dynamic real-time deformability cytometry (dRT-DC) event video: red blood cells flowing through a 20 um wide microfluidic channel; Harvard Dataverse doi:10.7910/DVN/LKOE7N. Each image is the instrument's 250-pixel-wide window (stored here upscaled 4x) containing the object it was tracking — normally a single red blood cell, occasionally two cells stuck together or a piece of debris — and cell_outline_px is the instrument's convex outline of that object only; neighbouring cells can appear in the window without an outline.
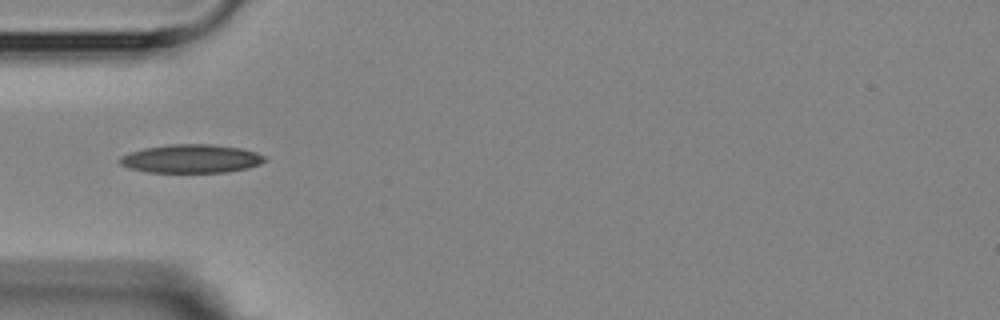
{"species": "Egyptian fruit bat (a non-hibernating species)", "species_latin": "Rousettus aegyptiacus", "temperature_condition": "room temperature", "stored_images_in_passage": 7, "camera_frame_rate_fps": 3000, "um_per_image_px": 0.085, "animal": {"sex": "female"}, "frame": {"image": 1, "passage_image": 4, "time_ms": 3.333, "image_size_px": [1000, 320], "cell_outline_px": [[268, 160], [260, 164], [248, 168], [228, 172], [148, 172], [128, 168], [120, 164], [120, 156], [128, 152], [144, 148], [172, 144], [212, 144], [240, 148], [256, 152], [268, 156]], "centroid_in_image_um": [16.28, 13.49], "position_along_channel_um": 68.7, "area_um2": 24.28}}
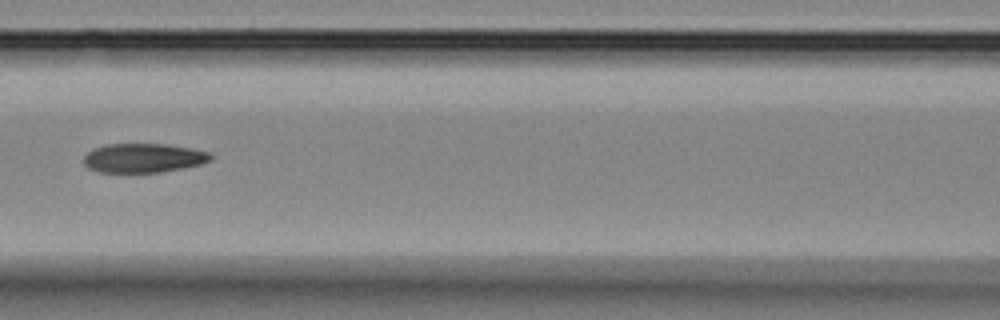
{"frame": {"image": 2, "passage_image": 6, "time_ms": 5.667, "image_size_px": [1000, 320], "cell_outline_px": [[212, 160], [200, 164], [184, 168], [160, 172], [96, 172], [88, 168], [84, 164], [84, 156], [92, 148], [104, 144], [164, 144], [192, 148], [208, 152], [212, 156]], "centroid_in_image_um": [12.17, 13.43], "position_along_channel_um": 154.4, "area_um2": 21.68}}
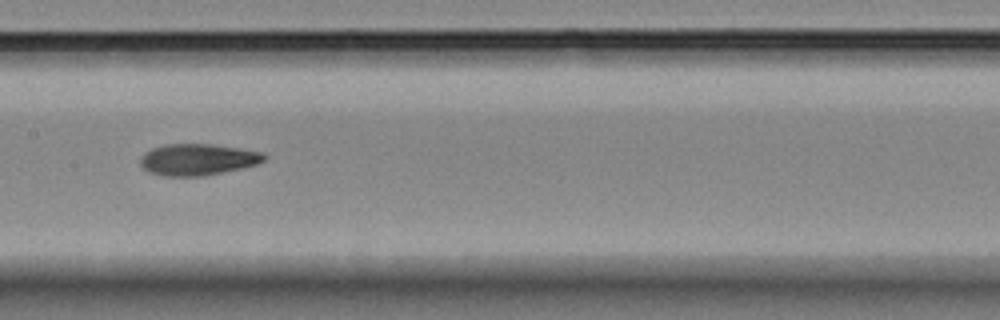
{"frame": {"image": 3, "passage_image": 7, "time_ms": 6.667, "image_size_px": [1000, 320], "cell_outline_px": [[268, 156], [264, 160], [256, 164], [244, 168], [204, 176], [160, 176], [148, 172], [140, 164], [140, 160], [144, 152], [152, 148], [164, 144], [212, 144], [264, 152]], "centroid_in_image_um": [16.81, 13.56], "position_along_channel_um": 190.6, "area_um2": 22.95}}